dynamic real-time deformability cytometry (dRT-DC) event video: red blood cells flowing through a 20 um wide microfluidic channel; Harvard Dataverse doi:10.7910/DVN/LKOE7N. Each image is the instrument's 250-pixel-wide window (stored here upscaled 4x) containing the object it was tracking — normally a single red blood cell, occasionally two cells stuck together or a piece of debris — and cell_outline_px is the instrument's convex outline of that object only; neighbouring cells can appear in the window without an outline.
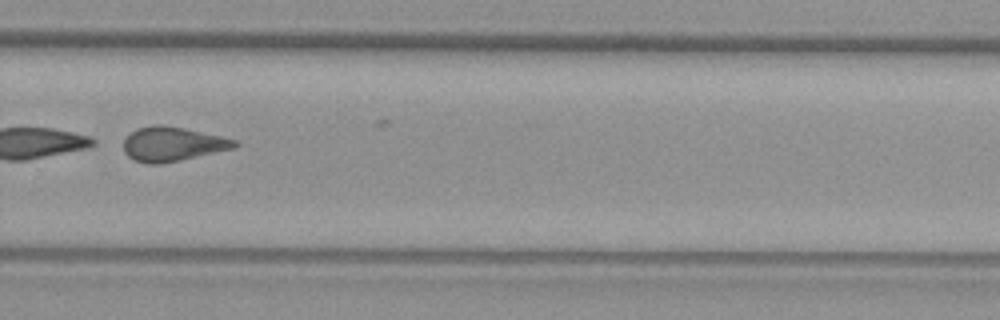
{"species": "common noctule bat (a hibernating species)", "species_latin": "Nyctalus noctula", "temperature_condition": "warm", "stored_images_in_passage": 36, "camera_frame_rate_fps": 3000, "um_per_image_px": 0.085, "animal": {"sex": "female", "body_mass_g": 29.2, "forearm_length_mm": 56.3}, "frame": {"image": 1, "passage_image": 30, "time_ms": 9.667, "image_size_px": [1000, 320], "cell_outline_px": [[240, 144], [236, 148], [180, 160], [156, 164], [144, 164], [132, 160], [124, 152], [124, 140], [136, 128], [152, 124], [164, 124], [184, 128], [220, 136], [236, 140]], "centroid_in_image_um": [14.65, 12.24], "position_along_channel_um": 315.1, "area_um2": 22.37}, "authors_computed_cell_mechanics": {"area_um2": 22.0796, "velocity_mm_per_s": 3.7596, "shape_relaxation_time_tau1_ms": 1.7533, "shape_relaxation_time_tau2_ms": 2.3454, "deformation_change_tau1": 0.2816, "deformation_change_tau2": 0.1219}}